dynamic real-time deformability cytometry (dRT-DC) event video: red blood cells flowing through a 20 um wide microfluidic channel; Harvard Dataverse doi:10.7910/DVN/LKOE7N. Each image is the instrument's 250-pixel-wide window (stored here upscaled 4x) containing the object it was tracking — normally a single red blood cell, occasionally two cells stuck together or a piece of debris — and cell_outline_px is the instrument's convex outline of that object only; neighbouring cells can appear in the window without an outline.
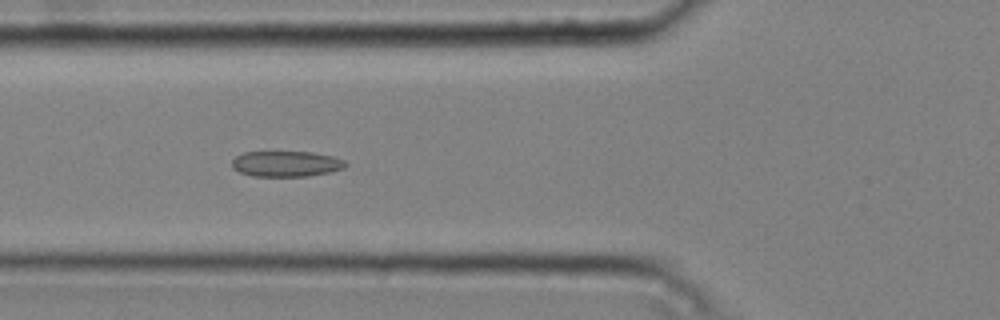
{"species": "common noctule bat (a hibernating species)", "species_latin": "Nyctalus noctula", "temperature_condition": "cold", "stored_images_in_passage": 51, "camera_frame_rate_fps": 3000, "um_per_image_px": 0.085, "animal": {"sex": "male", "body_mass_g": 20.4}, "frame": {"image": 1, "passage_image": 19, "time_ms": 6.0, "image_size_px": [1000, 320], "cell_outline_px": [[348, 164], [344, 168], [332, 172], [308, 176], [252, 176], [240, 172], [232, 168], [232, 160], [236, 156], [244, 152], [312, 152], [332, 156], [344, 160]], "centroid_in_image_um": [24.34, 13.93], "position_along_channel_um": 101.5, "area_um2": 17.05}}
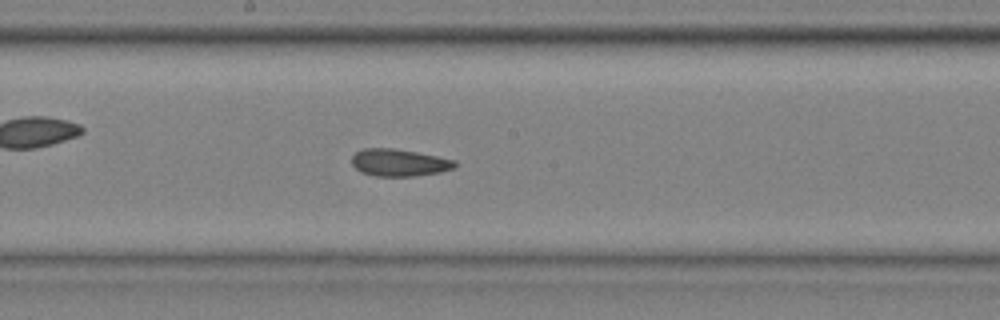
{"frame": {"image": 2, "passage_image": 28, "time_ms": 9.0, "image_size_px": [1000, 320], "cell_outline_px": [[456, 168], [440, 172], [416, 176], [376, 176], [360, 172], [352, 164], [352, 156], [356, 152], [364, 148], [392, 148], [416, 152], [456, 160]], "centroid_in_image_um": [33.93, 13.83], "position_along_channel_um": 214.3, "area_um2": 16.36}}
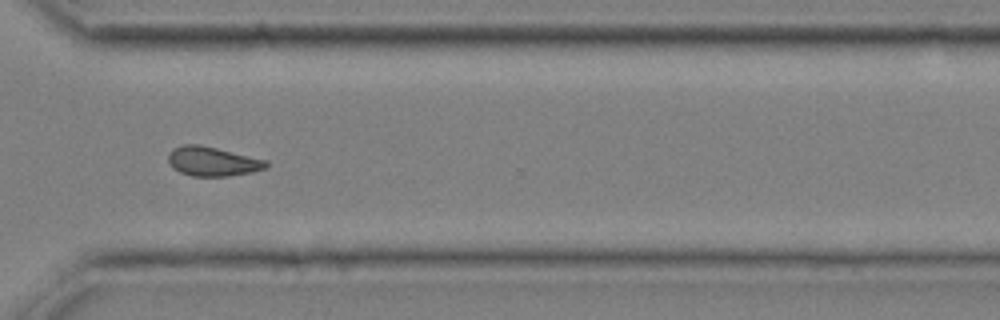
{"frame": {"image": 3, "passage_image": 39, "time_ms": 12.667, "image_size_px": [1000, 320], "cell_outline_px": [[268, 168], [252, 172], [228, 176], [192, 176], [180, 172], [172, 168], [168, 160], [168, 152], [172, 148], [184, 144], [200, 144], [268, 160]], "centroid_in_image_um": [18.06, 13.71], "position_along_channel_um": 352.5, "area_um2": 16.94}, "authors_computed_cell_mechanics": {"area_um2": 16.8776, "velocity_mm_per_s": 3.7597, "shape_relaxation_time_tau1_ms": 8.0793, "shape_relaxation_time_tau2_ms": 2.0995, "deformation_change_tau1": 0.1392, "deformation_change_tau2": 0.0884}}